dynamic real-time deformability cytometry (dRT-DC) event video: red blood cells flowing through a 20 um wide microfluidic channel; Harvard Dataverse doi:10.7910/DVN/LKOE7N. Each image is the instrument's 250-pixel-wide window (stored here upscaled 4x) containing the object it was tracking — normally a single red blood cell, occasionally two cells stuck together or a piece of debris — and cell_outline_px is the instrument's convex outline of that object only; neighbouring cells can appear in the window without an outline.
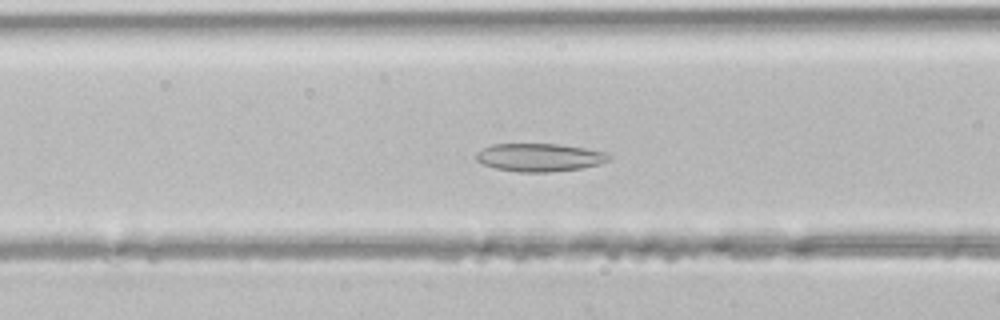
{"species": "common noctule bat (a hibernating species)", "species_latin": "Nyctalus noctula", "temperature_condition": "room temperature", "stored_images_in_passage": 43, "camera_frame_rate_fps": 3000, "um_per_image_px": 0.085, "animal": {"sex": "male", "body_mass_g": 21.5, "forearm_length_mm": 52.0}, "frame": {"image": 1, "passage_image": 17, "time_ms": 5.333, "image_size_px": [1000, 320], "cell_outline_px": [[612, 156], [608, 160], [600, 164], [580, 168], [548, 172], [516, 172], [496, 168], [484, 164], [476, 160], [476, 152], [492, 144], [556, 144], [584, 148], [604, 152]], "centroid_in_image_um": [45.84, 13.38], "position_along_channel_um": 120.8, "area_um2": 21.5}}
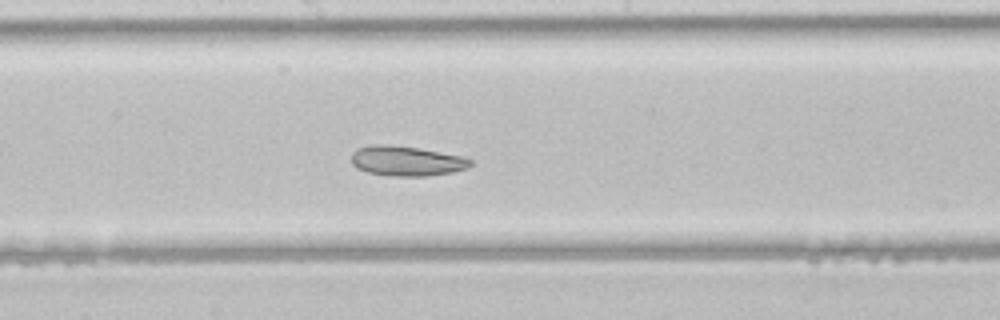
{"frame": {"image": 2, "passage_image": 23, "time_ms": 7.333, "image_size_px": [1000, 320], "cell_outline_px": [[472, 164], [468, 168], [452, 172], [428, 176], [392, 176], [368, 172], [356, 168], [352, 164], [352, 152], [360, 148], [376, 144], [380, 144], [420, 148], [460, 156], [472, 160]], "centroid_in_image_um": [34.56, 13.69], "position_along_channel_um": 213.6, "area_um2": 20.58}}
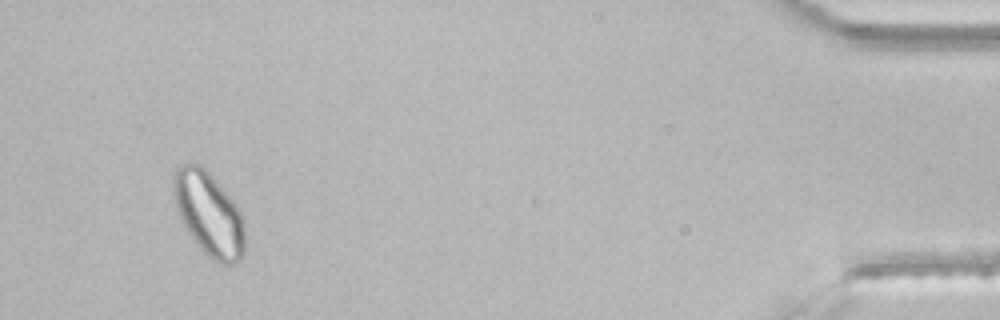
{"frame": {"image": 3, "passage_image": 41, "time_ms": 13.333, "image_size_px": [1000, 320], "cell_outline_px": [[244, 256], [236, 264], [224, 264], [212, 260], [200, 248], [188, 232], [176, 208], [176, 172], [188, 160], [200, 164], [208, 172], [240, 208], [244, 224]], "centroid_in_image_um": [17.82, 18.23], "position_along_channel_um": 417.4, "area_um2": 34.22}}